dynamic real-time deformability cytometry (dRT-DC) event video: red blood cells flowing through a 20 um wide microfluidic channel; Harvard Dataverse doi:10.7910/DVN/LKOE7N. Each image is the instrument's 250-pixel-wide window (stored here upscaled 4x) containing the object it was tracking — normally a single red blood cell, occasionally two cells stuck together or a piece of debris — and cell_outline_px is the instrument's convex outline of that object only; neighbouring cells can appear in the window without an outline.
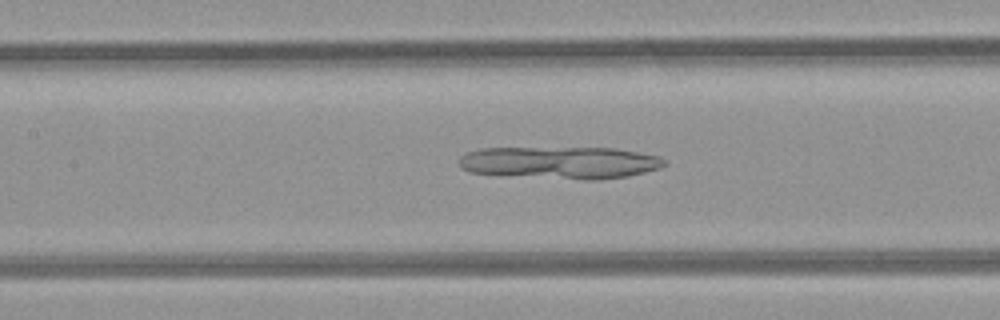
{"species": "common noctule bat (a hibernating species)", "species_latin": "Nyctalus noctula", "temperature_condition": "room temperature", "stored_images_in_passage": 48, "camera_frame_rate_fps": 3000, "um_per_image_px": 0.085, "animal": {"sex": "female", "body_mass_g": 21.9}, "frame": {"image": 1, "passage_image": 22, "time_ms": 7.0, "image_size_px": [1000, 320], "cell_outline_px": [[668, 164], [660, 168], [628, 176], [600, 180], [584, 180], [504, 176], [472, 172], [460, 168], [460, 156], [468, 152], [480, 148], [616, 148], [660, 156], [668, 160]], "centroid_in_image_um": [47.65, 13.83], "position_along_channel_um": 159.8, "area_um2": 39.25}}
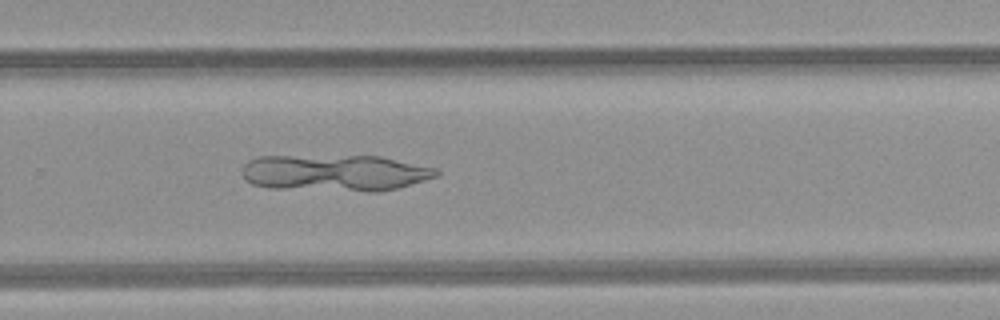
{"frame": {"image": 2, "passage_image": 32, "time_ms": 10.333, "image_size_px": [1000, 320], "cell_outline_px": [[440, 172], [436, 176], [424, 180], [396, 188], [376, 192], [368, 192], [268, 188], [252, 184], [240, 172], [244, 164], [248, 160], [260, 156], [380, 156], [436, 168]], "centroid_in_image_um": [28.44, 14.7], "position_along_channel_um": 301.4, "area_um2": 41.5}}
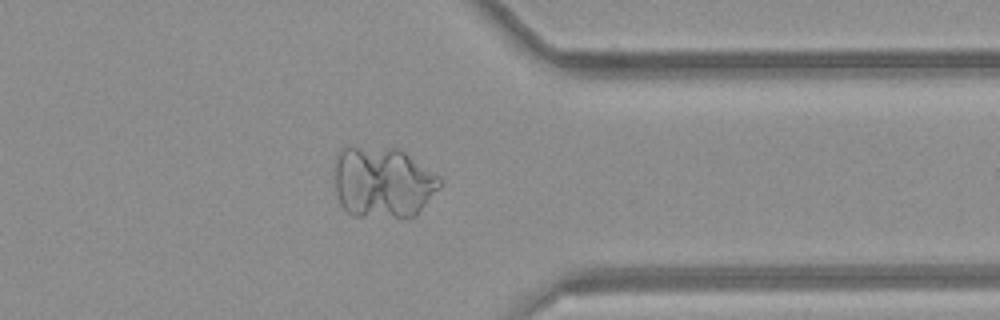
{"frame": {"image": 3, "passage_image": 38, "time_ms": 12.333, "image_size_px": [1000, 320], "cell_outline_px": [[444, 180], [440, 188], [416, 216], [408, 220], [352, 216], [340, 204], [336, 192], [332, 172], [332, 168], [336, 156], [340, 148], [344, 144], [400, 148], [440, 176]], "centroid_in_image_um": [32.52, 15.49], "position_along_channel_um": 378.9, "area_um2": 46.01}}